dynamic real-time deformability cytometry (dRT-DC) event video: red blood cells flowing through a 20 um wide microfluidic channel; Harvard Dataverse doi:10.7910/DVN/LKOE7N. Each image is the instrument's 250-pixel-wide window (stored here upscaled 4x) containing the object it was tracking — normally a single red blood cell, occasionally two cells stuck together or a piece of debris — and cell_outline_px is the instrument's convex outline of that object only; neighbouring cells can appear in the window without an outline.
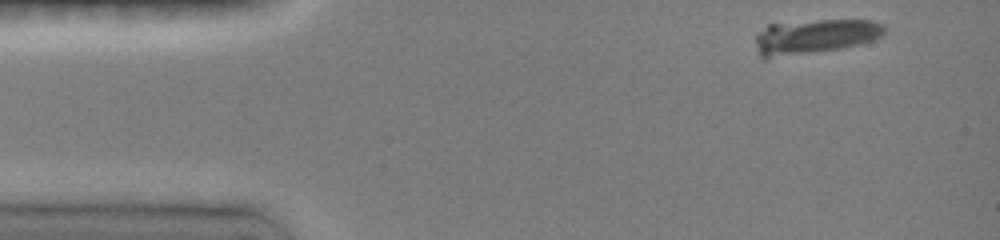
{"species": "common noctule bat (a hibernating species)", "species_latin": "Nyctalus noctula", "temperature_condition": "room temperature", "stored_images_in_passage": 9, "camera_frame_rate_fps": 3000, "um_per_image_px": 0.085, "animal": {"sex": "female", "body_mass_g": 19.0, "forearm_length_mm": 51.5}, "frame": {"image": 1, "passage_image": 1, "time_ms": 0.0, "image_size_px": [1000, 240], "cell_outline_px": [[884, 32], [880, 36], [872, 40], [840, 48], [764, 60], [760, 56], [756, 44], [756, 32], [768, 24], [820, 20], [868, 20], [884, 24]], "centroid_in_image_um": [69.16, 3.11], "position_along_channel_um": 15.8, "area_um2": 25.95}}